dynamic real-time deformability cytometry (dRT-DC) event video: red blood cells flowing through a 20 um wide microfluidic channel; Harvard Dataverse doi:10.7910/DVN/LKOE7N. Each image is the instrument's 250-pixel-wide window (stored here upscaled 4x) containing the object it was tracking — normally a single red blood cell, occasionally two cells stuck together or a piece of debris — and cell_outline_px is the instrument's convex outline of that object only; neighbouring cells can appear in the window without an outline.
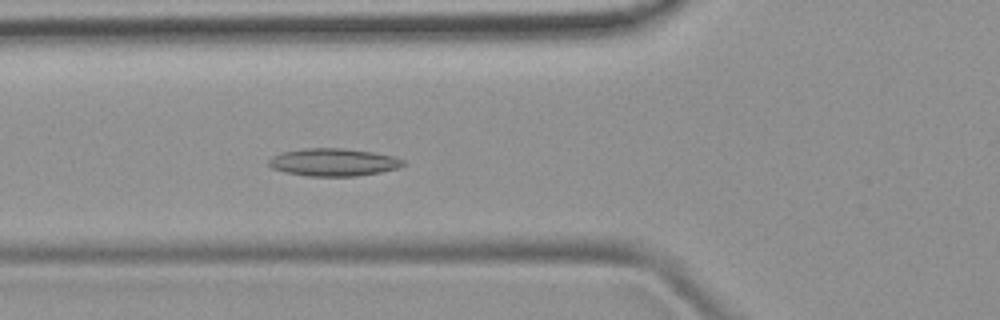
{"species": "common noctule bat (a hibernating species)", "species_latin": "Nyctalus noctula", "temperature_condition": "room temperature", "stored_images_in_passage": 39, "camera_frame_rate_fps": 3000, "um_per_image_px": 0.085, "animal": {"sex": "female", "body_mass_g": 19.9}, "frame": {"image": 1, "passage_image": 7, "time_ms": 2.0, "image_size_px": [1000, 320], "cell_outline_px": [[408, 164], [400, 168], [380, 172], [356, 176], [308, 176], [284, 172], [272, 168], [268, 164], [268, 160], [272, 156], [280, 152], [308, 148], [344, 148], [372, 152], [396, 156], [404, 160]], "centroid_in_image_um": [28.38, 13.79], "position_along_channel_um": 97.4, "area_um2": 21.91}}
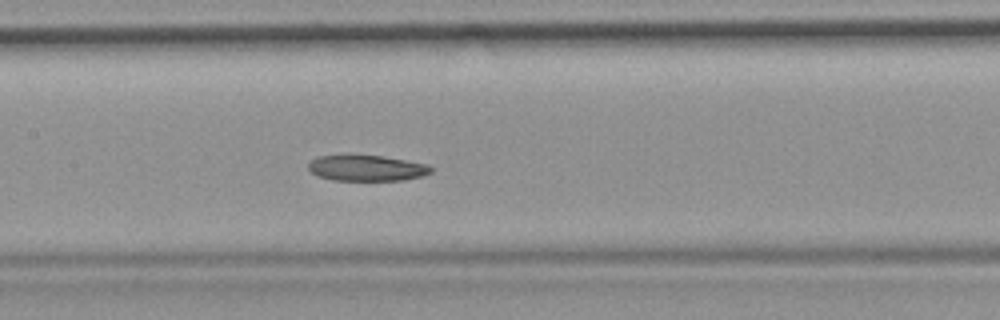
{"frame": {"image": 2, "passage_image": 13, "time_ms": 4.0, "image_size_px": [1000, 320], "cell_outline_px": [[432, 172], [424, 176], [404, 180], [332, 180], [316, 176], [308, 168], [308, 164], [316, 156], [344, 152], [348, 152], [384, 156], [428, 164], [432, 168]], "centroid_in_image_um": [31.11, 14.24], "position_along_channel_um": 176.3, "area_um2": 19.42}}
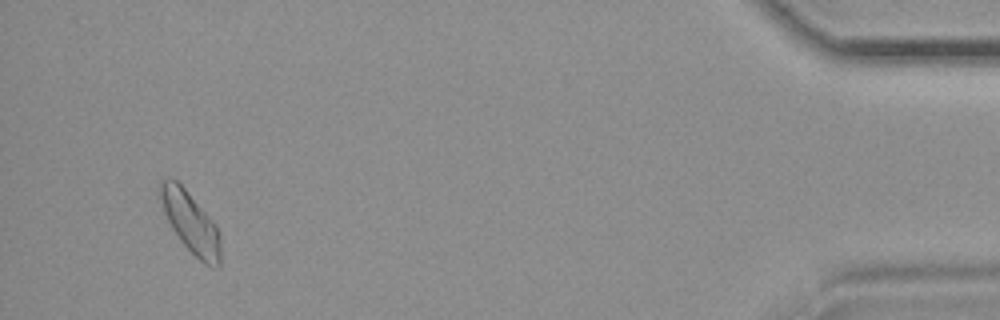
{"frame": {"image": 3, "passage_image": 37, "time_ms": 12.0, "image_size_px": [1000, 320], "cell_outline_px": [[220, 268], [216, 268], [204, 264], [184, 244], [172, 228], [164, 212], [156, 192], [156, 188], [160, 180], [168, 176], [172, 176], [184, 188], [216, 224], [220, 236]], "centroid_in_image_um": [16.15, 18.84], "position_along_channel_um": 419.0, "area_um2": 21.62}}